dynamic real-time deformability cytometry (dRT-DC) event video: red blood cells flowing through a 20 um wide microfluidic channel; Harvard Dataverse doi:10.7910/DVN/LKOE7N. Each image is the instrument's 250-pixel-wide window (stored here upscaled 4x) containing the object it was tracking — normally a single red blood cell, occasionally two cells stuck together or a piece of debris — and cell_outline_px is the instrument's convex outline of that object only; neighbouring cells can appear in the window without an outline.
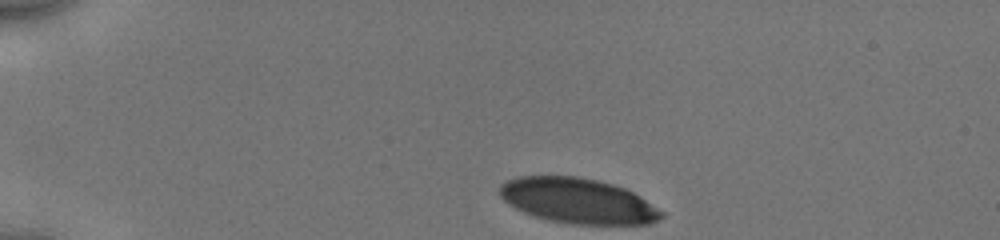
{"species": "human", "species_latin": "Homo sapiens", "temperature_condition": "cold", "stored_images_in_passage": 7, "camera_frame_rate_fps": 3000, "um_per_image_px": 0.085, "donor": {"sex": "male"}, "frame": {"image": 1, "passage_image": 1, "time_ms": 0.0, "image_size_px": [1000, 240], "cell_outline_px": [[664, 216], [648, 224], [572, 224], [548, 220], [524, 212], [508, 204], [500, 196], [500, 184], [508, 180], [520, 176], [576, 176], [596, 180], [612, 184], [624, 188], [640, 196], [664, 212]], "centroid_in_image_um": [49.11, 17.07], "position_along_channel_um": 35.9, "area_um2": 42.37}}
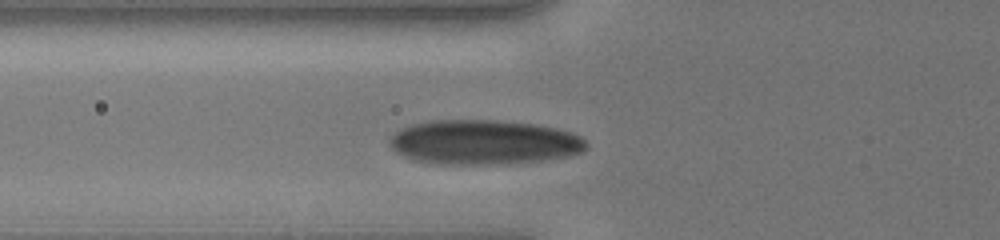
{"frame": {"image": 2, "passage_image": 5, "time_ms": 3.0, "image_size_px": [1000, 240], "cell_outline_px": [[588, 144], [580, 152], [568, 156], [540, 160], [500, 164], [436, 164], [416, 160], [404, 156], [396, 152], [388, 144], [388, 140], [400, 128], [412, 124], [432, 120], [496, 120], [536, 124], [556, 128], [572, 132], [580, 136]], "centroid_in_image_um": [41.09, 12.08], "position_along_channel_um": 84.7, "area_um2": 51.1}}
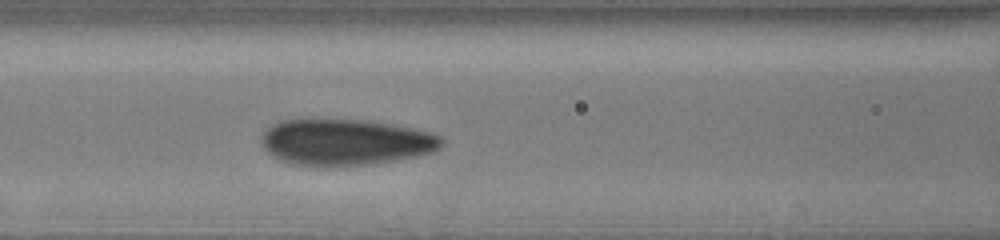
{"frame": {"image": 3, "passage_image": 7, "time_ms": 4.333, "image_size_px": [1000, 240], "cell_outline_px": [[444, 144], [440, 148], [432, 152], [416, 156], [368, 164], [296, 164], [276, 160], [260, 144], [260, 140], [264, 132], [272, 124], [280, 120], [364, 120], [392, 124], [412, 128], [444, 136]], "centroid_in_image_um": [29.37, 12.06], "position_along_channel_um": 137.2, "area_um2": 47.86}}